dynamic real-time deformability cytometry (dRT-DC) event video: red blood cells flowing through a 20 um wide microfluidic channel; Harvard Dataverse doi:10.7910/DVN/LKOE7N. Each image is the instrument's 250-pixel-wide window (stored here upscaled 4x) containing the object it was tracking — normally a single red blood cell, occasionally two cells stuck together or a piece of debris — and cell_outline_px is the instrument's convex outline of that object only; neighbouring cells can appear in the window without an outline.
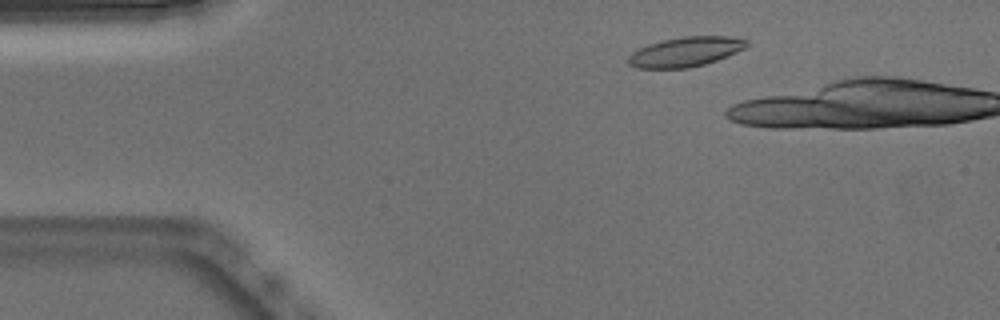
{"species": "Egyptian fruit bat (a non-hibernating species)", "species_latin": "Rousettus aegyptiacus", "temperature_condition": "warm", "stored_images_in_passage": 9, "camera_frame_rate_fps": 3000, "um_per_image_px": 0.085, "animal": {"sex": "male"}, "frame": {"image": 1, "passage_image": 7, "time_ms": 2.0, "image_size_px": [1000, 320], "cell_outline_px": [[748, 44], [744, 48], [736, 52], [716, 60], [704, 64], [688, 68], [636, 68], [628, 64], [628, 56], [632, 52], [648, 44], [664, 40], [684, 36], [732, 36], [748, 40]], "centroid_in_image_um": [58.26, 4.4], "position_along_channel_um": 26.7, "area_um2": 20.35}}